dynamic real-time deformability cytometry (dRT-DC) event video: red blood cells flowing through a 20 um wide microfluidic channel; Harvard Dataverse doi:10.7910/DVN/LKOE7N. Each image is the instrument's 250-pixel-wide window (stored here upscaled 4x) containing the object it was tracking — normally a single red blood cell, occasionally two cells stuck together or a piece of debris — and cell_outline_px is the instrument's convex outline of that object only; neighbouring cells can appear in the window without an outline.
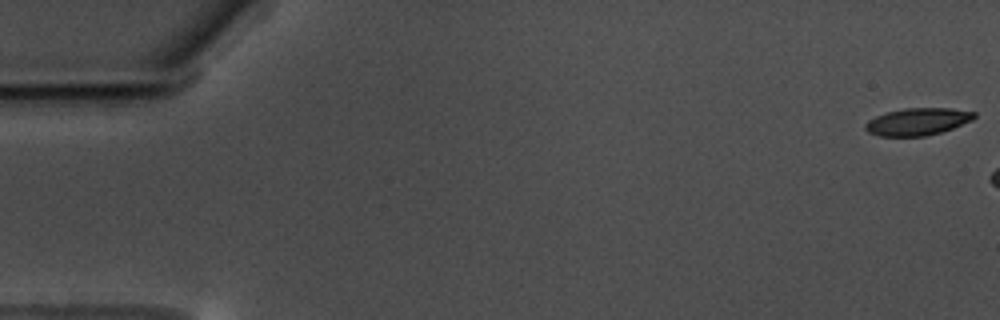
{"species": "common noctule bat (a hibernating species)", "species_latin": "Nyctalus noctula", "temperature_condition": "warm", "stored_images_in_passage": 9, "camera_frame_rate_fps": 3000, "um_per_image_px": 0.085, "animal": {"sex": "male", "body_mass_g": 17.5, "forearm_length_mm": 52.3}, "frame": {"image": 1, "passage_image": 1, "time_ms": 0.0, "image_size_px": [1000, 320], "cell_outline_px": [[976, 116], [972, 120], [952, 128], [940, 132], [924, 136], [880, 136], [868, 132], [864, 128], [864, 124], [868, 120], [876, 116], [888, 112], [904, 108], [948, 108], [976, 112]], "centroid_in_image_um": [77.98, 10.34], "position_along_channel_um": 7.0, "area_um2": 17.17}}